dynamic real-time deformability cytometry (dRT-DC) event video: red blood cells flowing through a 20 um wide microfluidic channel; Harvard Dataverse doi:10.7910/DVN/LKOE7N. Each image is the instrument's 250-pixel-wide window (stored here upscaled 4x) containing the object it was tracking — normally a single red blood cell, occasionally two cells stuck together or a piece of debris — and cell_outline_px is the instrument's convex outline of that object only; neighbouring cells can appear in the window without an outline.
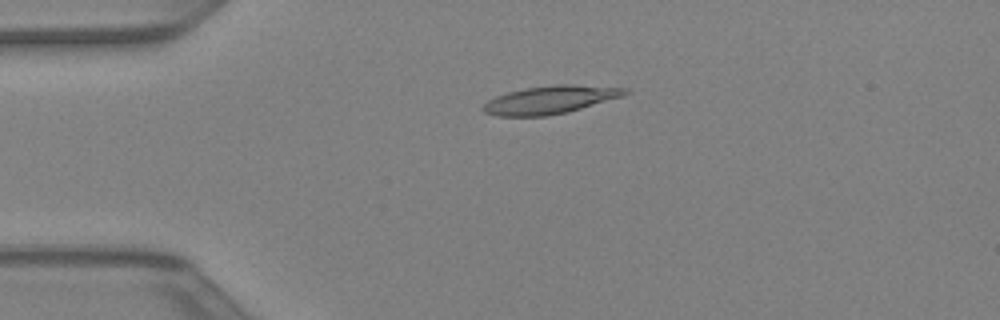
{"species": "Egyptian fruit bat (a non-hibernating species)", "species_latin": "Rousettus aegyptiacus", "temperature_condition": "warm", "stored_images_in_passage": 34, "camera_frame_rate_fps": 3000, "um_per_image_px": 0.085, "animal": {"sex": "female"}, "frame": {"image": 1, "passage_image": 1, "time_ms": 0.0, "image_size_px": [1000, 320], "cell_outline_px": [[632, 92], [624, 96], [568, 112], [548, 116], [496, 116], [484, 112], [480, 108], [488, 100], [496, 96], [508, 92], [524, 88], [552, 84], [572, 84], [628, 88]], "centroid_in_image_um": [46.79, 8.47], "position_along_channel_um": 38.2, "area_um2": 23.47}}
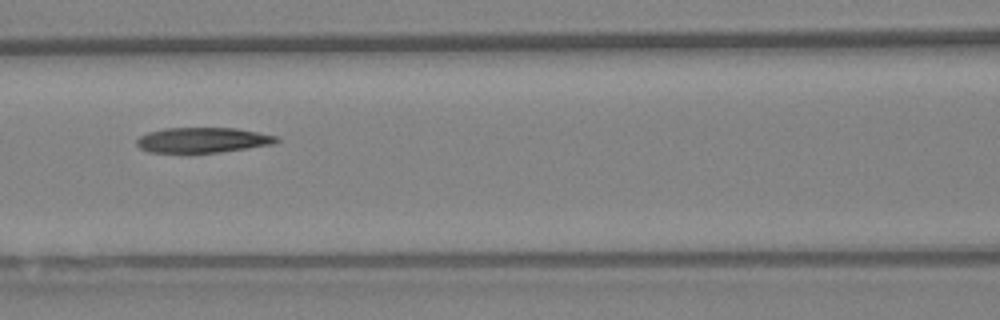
{"frame": {"image": 2, "passage_image": 10, "time_ms": 3.0, "image_size_px": [1000, 320], "cell_outline_px": [[280, 140], [272, 144], [220, 152], [148, 152], [140, 148], [136, 144], [136, 140], [140, 136], [148, 132], [164, 128], [236, 128], [276, 136]], "centroid_in_image_um": [17.19, 11.9], "position_along_channel_um": 149.4, "area_um2": 20.29}}
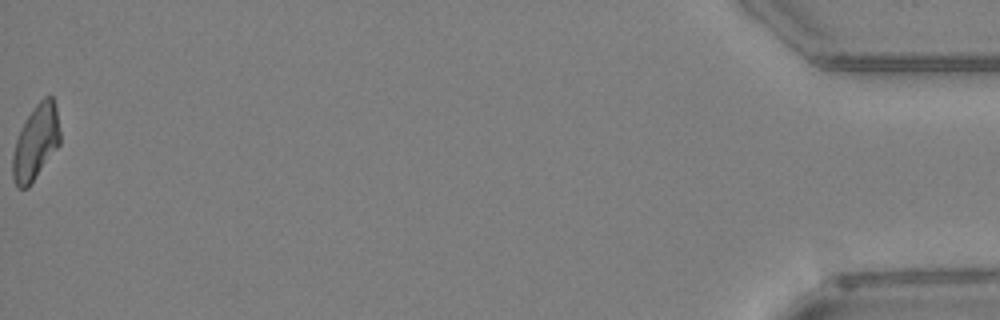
{"frame": {"image": 3, "passage_image": 34, "time_ms": 11.0, "image_size_px": [1000, 320], "cell_outline_px": [[60, 144], [28, 188], [20, 188], [12, 180], [12, 156], [16, 140], [28, 116], [36, 104], [44, 96], [52, 96], [56, 108], [60, 132]], "centroid_in_image_um": [3.04, 12.12], "position_along_channel_um": 432.2, "area_um2": 20.4}}